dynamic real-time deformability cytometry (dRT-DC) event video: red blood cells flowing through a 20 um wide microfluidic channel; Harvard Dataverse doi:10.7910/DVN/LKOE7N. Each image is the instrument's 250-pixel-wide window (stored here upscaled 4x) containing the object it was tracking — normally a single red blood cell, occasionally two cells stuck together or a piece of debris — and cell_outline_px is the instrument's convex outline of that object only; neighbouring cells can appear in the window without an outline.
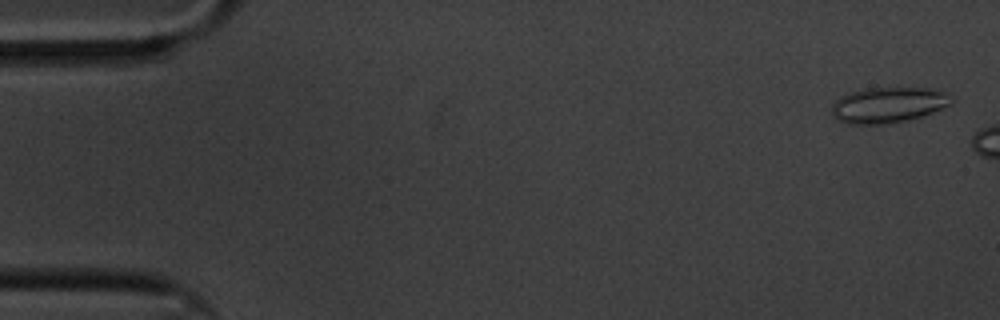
{"species": "common noctule bat (a hibernating species)", "species_latin": "Nyctalus noctula", "temperature_condition": "cold", "stored_images_in_passage": 7, "camera_frame_rate_fps": 3000, "um_per_image_px": 0.085, "animal": {"sex": "male", "body_mass_g": 20.1, "forearm_length_mm": 53.5}, "frame": {"image": 1, "passage_image": 2, "time_ms": 0.333, "image_size_px": [1000, 320], "cell_outline_px": [[952, 104], [924, 116], [908, 120], [884, 124], [848, 124], [832, 116], [832, 104], [840, 96], [848, 92], [864, 88], [932, 88], [944, 92], [952, 96]], "centroid_in_image_um": [75.5, 8.92], "position_along_channel_um": 9.5, "area_um2": 25.09}}